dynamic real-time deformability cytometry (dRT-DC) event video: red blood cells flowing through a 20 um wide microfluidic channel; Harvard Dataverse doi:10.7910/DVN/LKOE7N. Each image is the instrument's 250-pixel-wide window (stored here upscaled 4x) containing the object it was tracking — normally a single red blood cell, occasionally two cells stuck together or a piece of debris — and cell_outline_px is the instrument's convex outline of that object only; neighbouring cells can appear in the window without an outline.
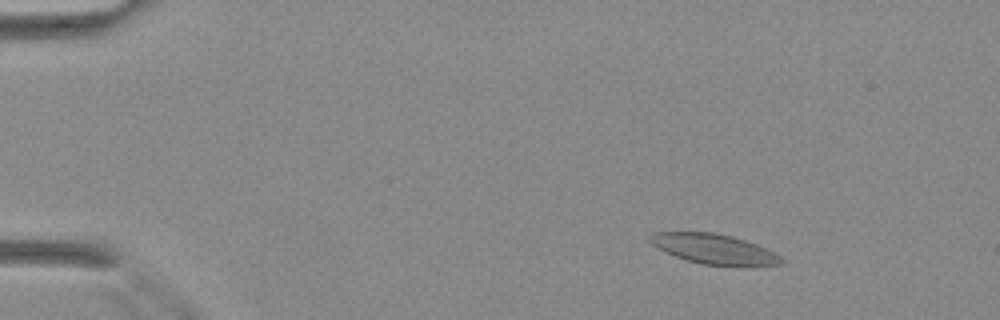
{"species": "Egyptian fruit bat (a non-hibernating species)", "species_latin": "Rousettus aegyptiacus", "temperature_condition": "warm", "stored_images_in_passage": 39, "camera_frame_rate_fps": 3000, "um_per_image_px": 0.085, "animal": {"sex": "female"}, "frame": {"image": 1, "passage_image": 2, "time_ms": 0.333, "image_size_px": [1000, 320], "cell_outline_px": [[784, 264], [704, 264], [688, 260], [676, 256], [652, 244], [648, 240], [648, 236], [652, 232], [712, 232], [732, 236], [756, 244], [780, 256], [784, 260]], "centroid_in_image_um": [60.63, 21.12], "position_along_channel_um": 24.4, "area_um2": 22.02}}
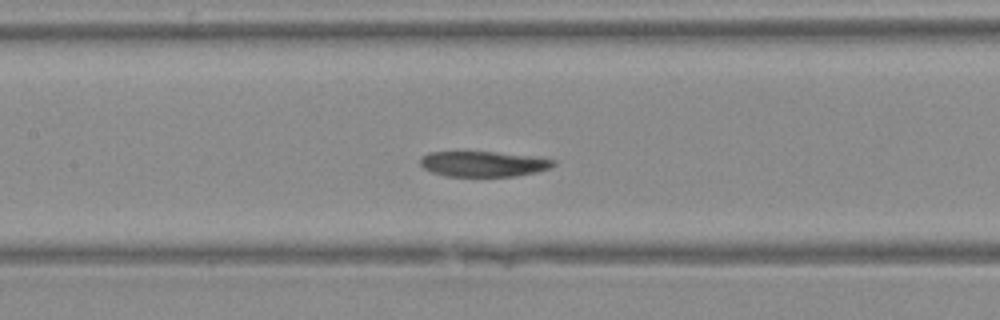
{"frame": {"image": 2, "passage_image": 17, "time_ms": 5.333, "image_size_px": [1000, 320], "cell_outline_px": [[556, 164], [552, 168], [536, 172], [516, 176], [444, 176], [432, 172], [424, 168], [420, 164], [420, 160], [428, 152], [492, 152], [536, 156], [556, 160]], "centroid_in_image_um": [41.14, 13.93], "position_along_channel_um": 166.3, "area_um2": 19.77}}
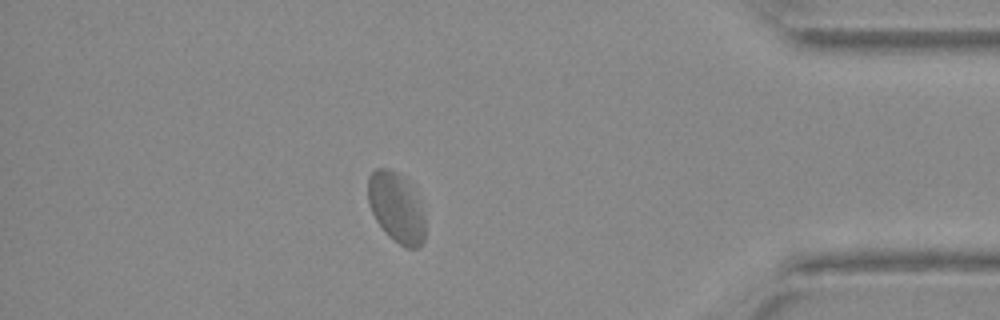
{"frame": {"image": 3, "passage_image": 34, "time_ms": 11.0, "image_size_px": [1000, 320], "cell_outline_px": [[424, 240], [416, 248], [408, 248], [400, 244], [388, 236], [384, 232], [376, 220], [368, 204], [368, 176], [376, 168], [388, 168], [396, 172], [404, 180], [416, 200], [424, 216]], "centroid_in_image_um": [33.62, 17.67], "position_along_channel_um": 401.6, "area_um2": 22.54}}